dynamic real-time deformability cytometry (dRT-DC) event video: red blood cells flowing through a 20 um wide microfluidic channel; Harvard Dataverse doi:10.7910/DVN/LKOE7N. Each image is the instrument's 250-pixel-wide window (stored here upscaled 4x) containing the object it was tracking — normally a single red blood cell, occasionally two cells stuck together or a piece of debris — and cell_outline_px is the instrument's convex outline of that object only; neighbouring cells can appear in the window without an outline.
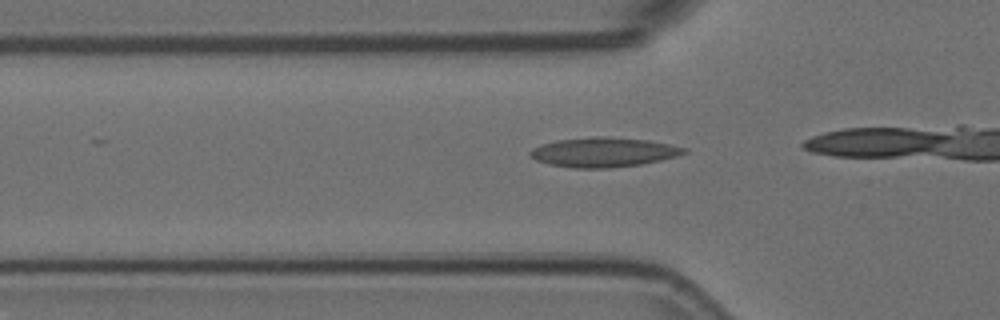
{"species": "Egyptian fruit bat (a non-hibernating species)", "species_latin": "Rousettus aegyptiacus", "temperature_condition": "room temperature", "stored_images_in_passage": 8, "camera_frame_rate_fps": 3000, "um_per_image_px": 0.085, "animal": {"sex": "female"}, "frame": {"image": 1, "passage_image": 2, "time_ms": 0.333, "image_size_px": [1000, 320], "cell_outline_px": [[688, 152], [676, 156], [660, 160], [640, 164], [608, 168], [572, 168], [548, 164], [536, 160], [528, 152], [532, 148], [556, 140], [596, 136], [648, 140], [688, 148]], "centroid_in_image_um": [51.29, 12.94], "position_along_channel_um": 74.5, "area_um2": 26.3}}